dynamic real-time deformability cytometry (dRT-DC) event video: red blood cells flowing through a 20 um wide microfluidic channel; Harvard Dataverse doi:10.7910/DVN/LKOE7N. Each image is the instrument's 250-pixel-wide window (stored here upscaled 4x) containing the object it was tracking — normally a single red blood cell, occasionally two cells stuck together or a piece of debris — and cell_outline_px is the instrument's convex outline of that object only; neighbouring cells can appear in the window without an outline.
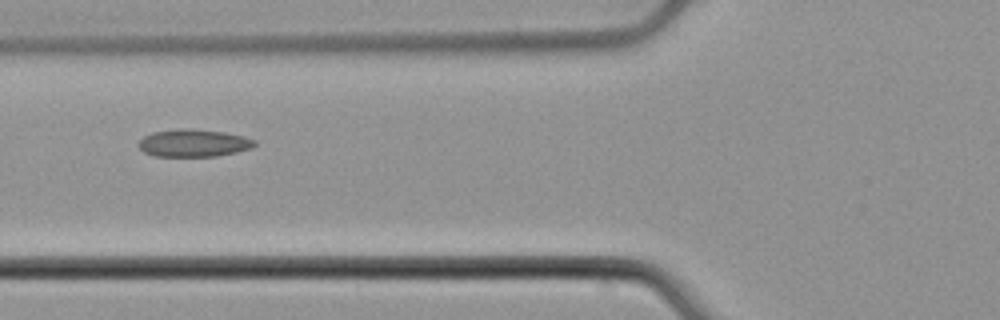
{"species": "common noctule bat (a hibernating species)", "species_latin": "Nyctalus noctula", "temperature_condition": "cold", "stored_images_in_passage": 3, "camera_frame_rate_fps": 3000, "um_per_image_px": 0.085, "animal": {"sex": "male", "body_mass_g": 21.5, "forearm_length_mm": 52.0}, "frame": {"image": 1, "passage_image": 3, "time_ms": 0.667, "image_size_px": [1000, 320], "cell_outline_px": [[256, 144], [252, 148], [236, 152], [216, 156], [156, 156], [144, 152], [136, 144], [144, 136], [152, 132], [180, 128], [192, 128], [224, 132], [244, 136], [256, 140]], "centroid_in_image_um": [16.46, 12.15], "position_along_channel_um": 109.3, "area_um2": 18.73}}